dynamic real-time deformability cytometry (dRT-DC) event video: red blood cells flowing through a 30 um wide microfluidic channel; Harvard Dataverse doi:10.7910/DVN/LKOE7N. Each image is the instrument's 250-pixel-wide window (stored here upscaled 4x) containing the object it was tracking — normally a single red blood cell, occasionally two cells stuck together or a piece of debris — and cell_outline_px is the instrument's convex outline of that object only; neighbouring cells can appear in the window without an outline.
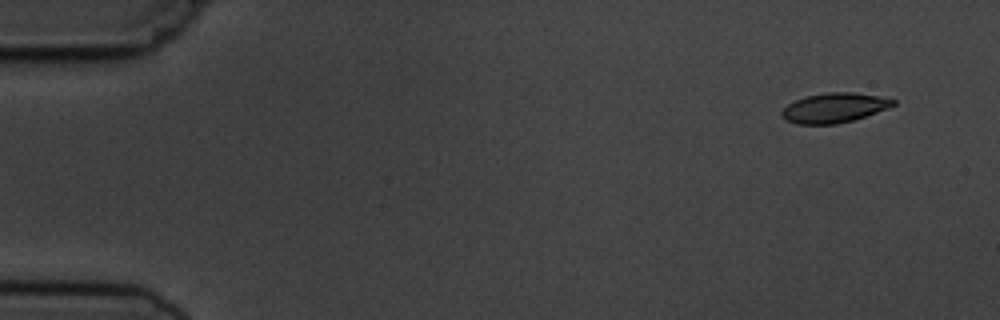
{"species": "common noctule bat (a hibernating species)", "species_latin": "Nyctalus noctula", "temperature_condition": "cold", "stored_images_in_passage": 6, "camera_frame_rate_fps": 3000, "um_per_image_px": 0.085, "animal": {"sex": "male", "body_mass_g": 19.5, "forearm_length_mm": 54.6}, "frame": {"image": 1, "passage_image": 1, "time_ms": 0.0, "image_size_px": [1000, 320], "cell_outline_px": [[896, 104], [888, 108], [852, 120], [836, 124], [796, 124], [788, 120], [780, 112], [788, 104], [796, 100], [808, 96], [828, 92], [852, 92], [880, 96], [896, 100]], "centroid_in_image_um": [70.93, 9.16], "position_along_channel_um": 14.1, "area_um2": 18.96}}
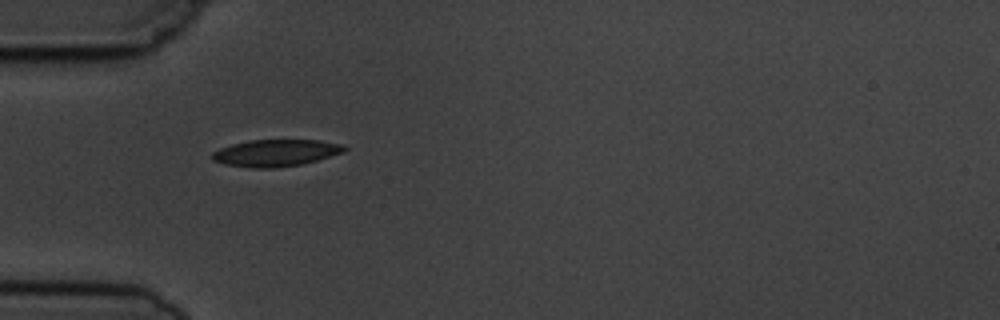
{"frame": {"image": 2, "passage_image": 5, "time_ms": 4.333, "image_size_px": [1000, 320], "cell_outline_px": [[348, 148], [344, 152], [316, 160], [300, 164], [276, 168], [252, 168], [224, 164], [212, 160], [212, 152], [220, 148], [232, 144], [248, 140], [320, 140], [344, 144]], "centroid_in_image_um": [23.44, 12.99], "position_along_channel_um": 61.6, "area_um2": 20.75}}
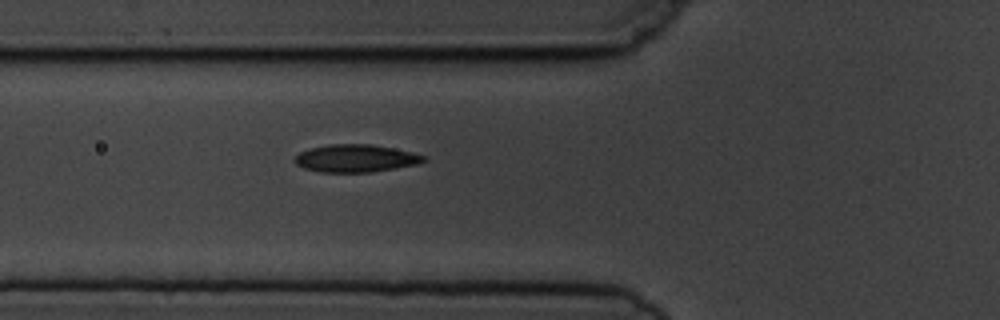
{"frame": {"image": 3, "passage_image": 6, "time_ms": 5.333, "image_size_px": [1000, 320], "cell_outline_px": [[428, 160], [416, 164], [372, 172], [320, 172], [304, 168], [296, 164], [292, 160], [300, 152], [312, 148], [328, 144], [372, 144], [412, 152], [428, 156]], "centroid_in_image_um": [30.25, 13.45], "position_along_channel_um": 95.6, "area_um2": 20.75}}